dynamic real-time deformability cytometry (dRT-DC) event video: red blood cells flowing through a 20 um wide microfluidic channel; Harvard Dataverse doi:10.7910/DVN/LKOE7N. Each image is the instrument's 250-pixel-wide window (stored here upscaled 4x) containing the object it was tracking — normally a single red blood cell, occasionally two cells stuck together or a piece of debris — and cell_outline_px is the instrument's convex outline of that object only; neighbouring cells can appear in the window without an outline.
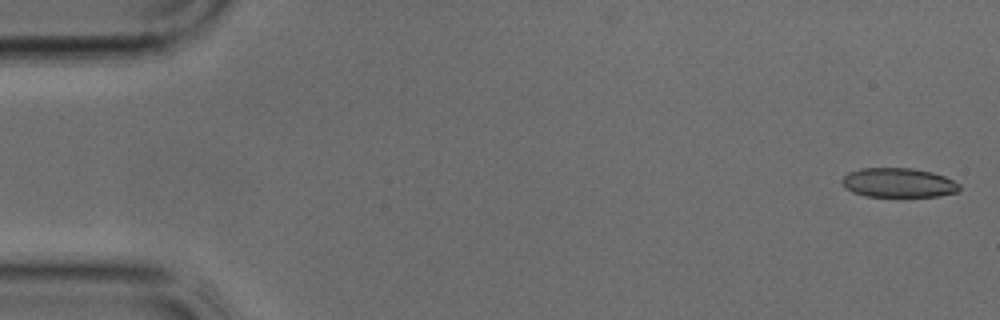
{"species": "common noctule bat (a hibernating species)", "species_latin": "Nyctalus noctula", "temperature_condition": "cold", "stored_images_in_passage": 39, "camera_frame_rate_fps": 3000, "um_per_image_px": 0.085, "animal": {"sex": "male", "body_mass_g": 17.9, "forearm_length_mm": 54.2}, "frame": {"image": 1, "passage_image": 1, "time_ms": 0.0, "image_size_px": [1000, 320], "cell_outline_px": [[960, 188], [956, 192], [940, 196], [864, 196], [852, 192], [844, 188], [840, 180], [848, 172], [860, 168], [912, 168], [932, 172], [944, 176], [960, 184]], "centroid_in_image_um": [76.32, 15.53], "position_along_channel_um": 8.7, "area_um2": 20.17}}
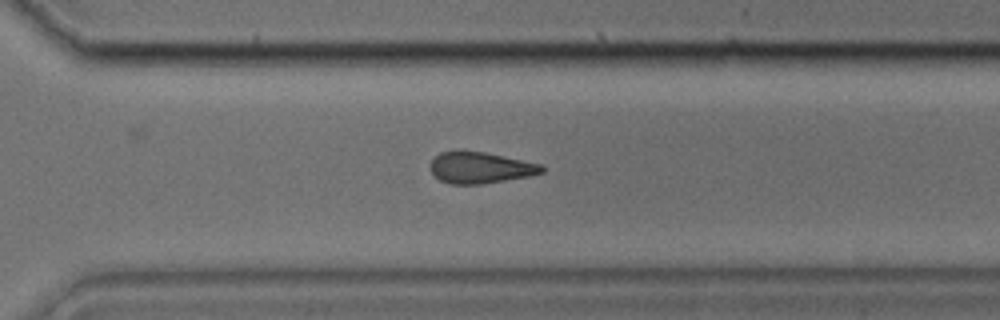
{"frame": {"image": 2, "passage_image": 27, "time_ms": 8.667, "image_size_px": [1000, 320], "cell_outline_px": [[544, 172], [528, 176], [484, 184], [448, 184], [440, 180], [432, 172], [432, 160], [440, 152], [456, 148], [460, 148], [484, 152], [544, 164]], "centroid_in_image_um": [40.83, 14.22], "position_along_channel_um": 329.8, "area_um2": 20.75}}
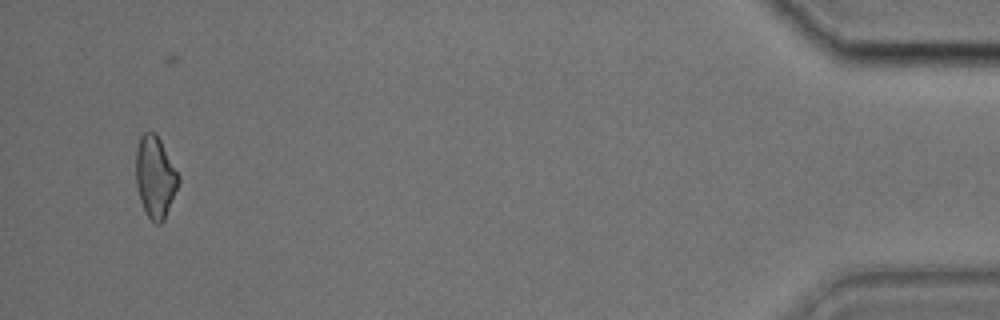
{"frame": {"image": 3, "passage_image": 37, "time_ms": 12.0, "image_size_px": [1000, 320], "cell_outline_px": [[180, 180], [164, 220], [160, 224], [156, 224], [148, 216], [140, 200], [136, 184], [136, 148], [140, 136], [144, 132], [156, 132], [180, 176]], "centroid_in_image_um": [13.19, 15.01], "position_along_channel_um": 422.0, "area_um2": 20.17}}